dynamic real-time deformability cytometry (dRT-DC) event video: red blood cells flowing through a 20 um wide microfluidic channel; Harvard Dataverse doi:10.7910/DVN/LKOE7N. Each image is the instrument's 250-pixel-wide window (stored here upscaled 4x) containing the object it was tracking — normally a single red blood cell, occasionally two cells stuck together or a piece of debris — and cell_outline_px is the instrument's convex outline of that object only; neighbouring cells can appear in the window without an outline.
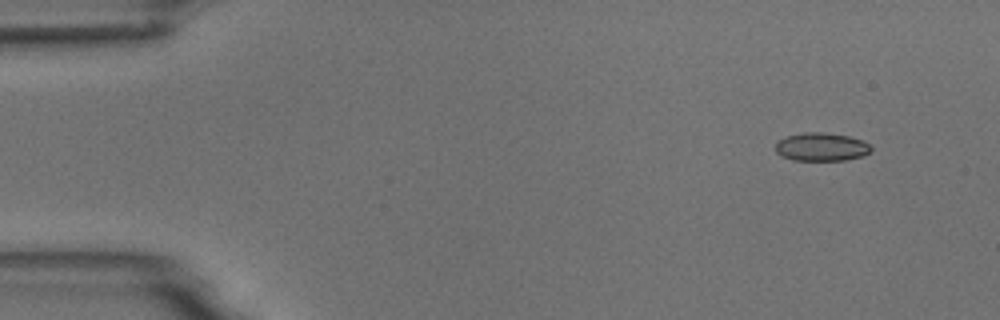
{"species": "common noctule bat (a hibernating species)", "species_latin": "Nyctalus noctula", "temperature_condition": "room temperature", "stored_images_in_passage": 4, "camera_frame_rate_fps": 3000, "um_per_image_px": 0.085, "animal": {"sex": "male", "body_mass_g": 18.8}, "frame": {"image": 1, "passage_image": 1, "time_ms": 0.0, "image_size_px": [1000, 320], "cell_outline_px": [[872, 152], [864, 156], [844, 160], [792, 160], [780, 156], [776, 152], [776, 140], [788, 136], [804, 132], [824, 132], [848, 136], [860, 140], [868, 144], [872, 148]], "centroid_in_image_um": [69.8, 12.49], "position_along_channel_um": 15.2, "area_um2": 15.84}}
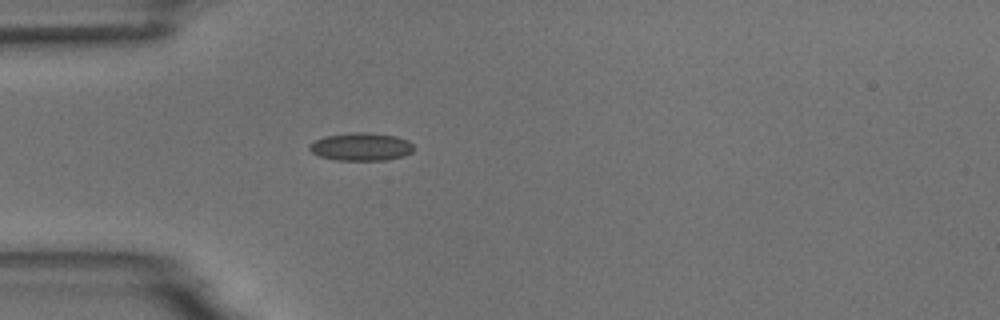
{"frame": {"image": 2, "passage_image": 4, "time_ms": 3.667, "image_size_px": [1000, 320], "cell_outline_px": [[412, 152], [404, 156], [384, 160], [336, 160], [320, 156], [312, 152], [308, 148], [308, 144], [324, 136], [352, 132], [364, 132], [396, 136], [408, 140], [412, 144]], "centroid_in_image_um": [30.67, 12.47], "position_along_channel_um": 54.3, "area_um2": 16.94}}